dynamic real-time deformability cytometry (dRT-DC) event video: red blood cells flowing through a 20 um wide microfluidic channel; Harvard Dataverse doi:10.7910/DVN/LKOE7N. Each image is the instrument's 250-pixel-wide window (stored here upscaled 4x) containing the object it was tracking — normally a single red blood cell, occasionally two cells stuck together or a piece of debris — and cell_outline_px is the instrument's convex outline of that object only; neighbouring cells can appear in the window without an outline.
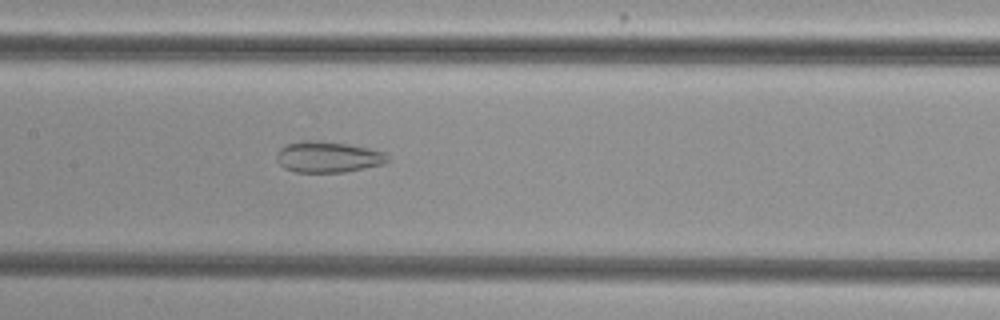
{"species": "common noctule bat (a hibernating species)", "species_latin": "Nyctalus noctula", "temperature_condition": "cold", "stored_images_in_passage": 55, "camera_frame_rate_fps": 3000, "um_per_image_px": 0.085, "animal": {"sex": "female", "body_mass_g": 29.2, "forearm_length_mm": 56.3}, "frame": {"image": 1, "passage_image": 28, "time_ms": 9.0, "image_size_px": [1000, 320], "cell_outline_px": [[388, 160], [384, 164], [344, 172], [296, 172], [284, 168], [276, 160], [276, 156], [280, 148], [288, 144], [300, 140], [316, 140], [348, 144], [368, 148], [384, 152], [388, 156]], "centroid_in_image_um": [27.86, 13.34], "position_along_channel_um": 179.5, "area_um2": 20.06}}
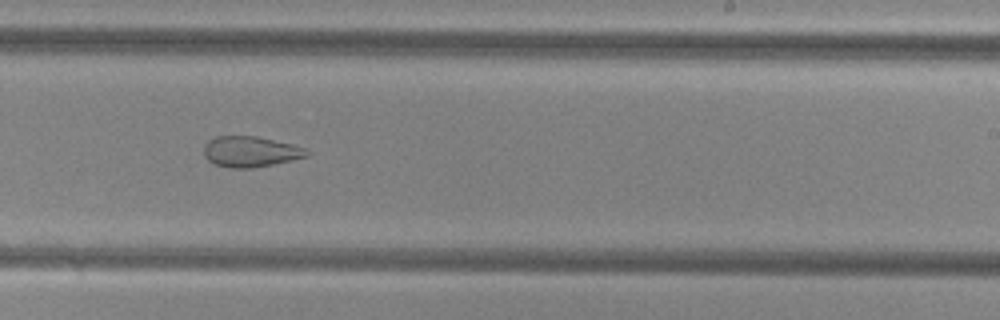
{"frame": {"image": 2, "passage_image": 35, "time_ms": 11.333, "image_size_px": [1000, 320], "cell_outline_px": [[312, 152], [308, 156], [272, 164], [252, 168], [228, 168], [216, 164], [208, 160], [204, 156], [204, 144], [208, 140], [216, 136], [256, 136], [292, 144], [304, 148]], "centroid_in_image_um": [21.27, 12.88], "position_along_channel_um": 267.7, "area_um2": 18.38}}
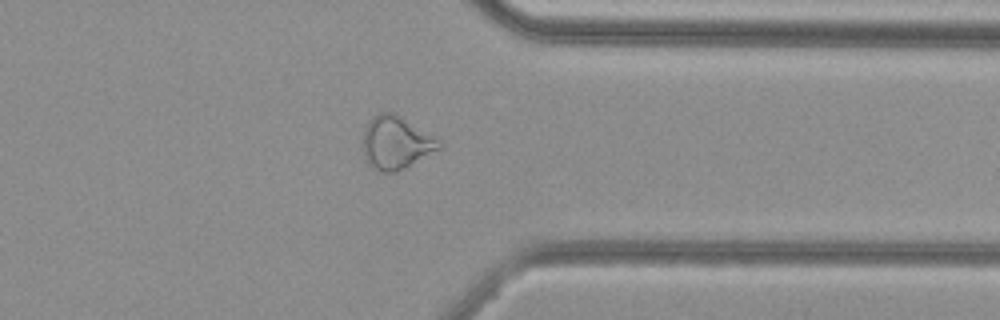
{"frame": {"image": 3, "passage_image": 44, "time_ms": 14.333, "image_size_px": [1000, 320], "cell_outline_px": [[444, 144], [440, 148], [404, 168], [396, 172], [380, 172], [372, 168], [368, 164], [364, 156], [364, 128], [368, 120], [376, 112], [392, 112], [400, 116], [440, 140]], "centroid_in_image_um": [33.63, 12.12], "position_along_channel_um": 377.8, "area_um2": 23.35}, "authors_computed_cell_mechanics": {"area_um2": 26.4724, "velocity_mm_per_s": 3.7967, "shape_relaxation_time_tau1_ms": null, "shape_relaxation_time_tau2_ms": 2.993, "deformation_change_tau1": null, "deformation_change_tau2": 0.108}}